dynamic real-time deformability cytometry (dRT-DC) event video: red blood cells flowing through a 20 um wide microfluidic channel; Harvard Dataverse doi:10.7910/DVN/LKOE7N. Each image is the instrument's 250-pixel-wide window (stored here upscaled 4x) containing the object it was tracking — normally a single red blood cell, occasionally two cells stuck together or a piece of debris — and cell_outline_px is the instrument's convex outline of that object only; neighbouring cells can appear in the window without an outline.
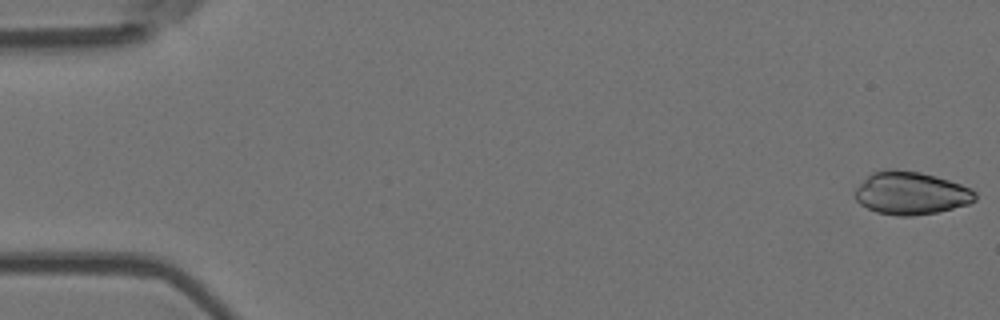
{"species": "Egyptian fruit bat (a non-hibernating species)", "species_latin": "Rousettus aegyptiacus", "temperature_condition": "room temperature", "stored_images_in_passage": 20, "camera_frame_rate_fps": 3000, "um_per_image_px": 0.085, "animal": {"sex": "female"}, "frame": {"image": 1, "passage_image": 1, "time_ms": 0.0, "image_size_px": [1000, 320], "cell_outline_px": [[976, 200], [968, 204], [936, 212], [912, 216], [896, 216], [876, 212], [860, 204], [856, 200], [856, 188], [872, 172], [888, 168], [892, 168], [920, 172], [936, 176], [960, 184], [976, 192]], "centroid_in_image_um": [77.42, 16.41], "position_along_channel_um": 7.6, "area_um2": 29.88}}
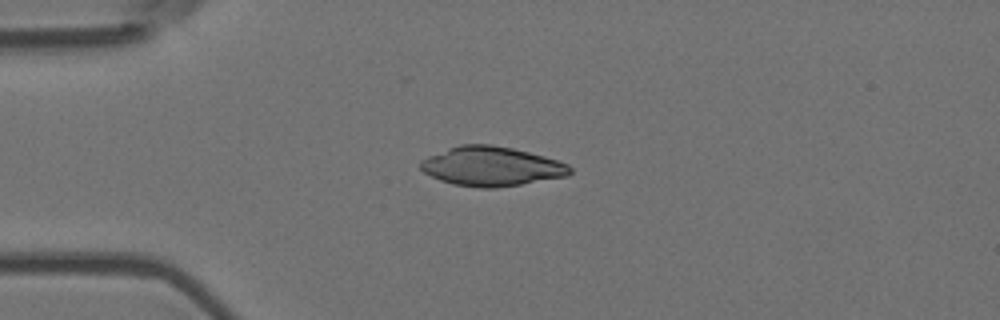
{"frame": {"image": 2, "passage_image": 14, "time_ms": 4.333, "image_size_px": [1000, 320], "cell_outline_px": [[572, 172], [568, 176], [496, 188], [480, 188], [452, 184], [440, 180], [424, 172], [420, 168], [420, 160], [428, 156], [448, 148], [460, 144], [492, 144], [512, 148], [544, 156], [568, 164], [572, 168]], "centroid_in_image_um": [41.77, 14.14], "position_along_channel_um": 43.2, "area_um2": 34.28}}